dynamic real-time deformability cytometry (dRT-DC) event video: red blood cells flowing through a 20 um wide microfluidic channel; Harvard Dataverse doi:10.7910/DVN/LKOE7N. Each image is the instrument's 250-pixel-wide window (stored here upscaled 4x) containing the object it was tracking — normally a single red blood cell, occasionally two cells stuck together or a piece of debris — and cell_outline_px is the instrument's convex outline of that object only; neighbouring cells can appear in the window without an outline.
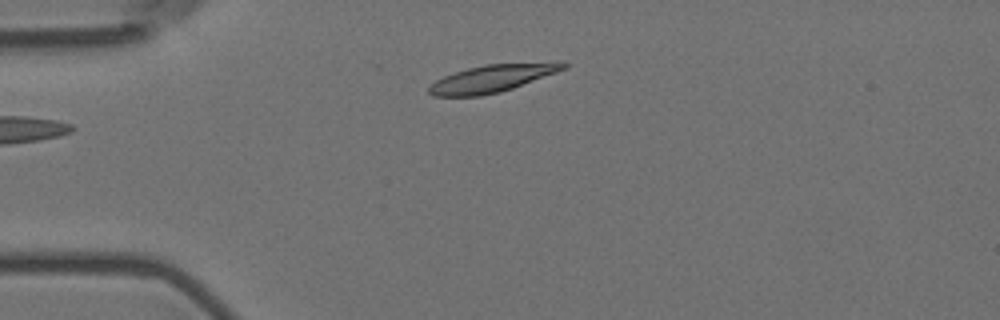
{"species": "Egyptian fruit bat (a non-hibernating species)", "species_latin": "Rousettus aegyptiacus", "temperature_condition": "room temperature", "stored_images_in_passage": 4, "camera_frame_rate_fps": 3000, "um_per_image_px": 0.085, "animal": {"sex": "female"}, "frame": {"image": 1, "passage_image": 1, "time_ms": 0.0, "image_size_px": [1000, 320], "cell_outline_px": [[568, 68], [512, 88], [500, 92], [480, 96], [432, 96], [428, 92], [428, 88], [436, 80], [444, 76], [468, 68], [484, 64], [556, 60], [560, 60], [568, 64]], "centroid_in_image_um": [41.93, 6.63], "position_along_channel_um": 43.1, "area_um2": 21.91}}
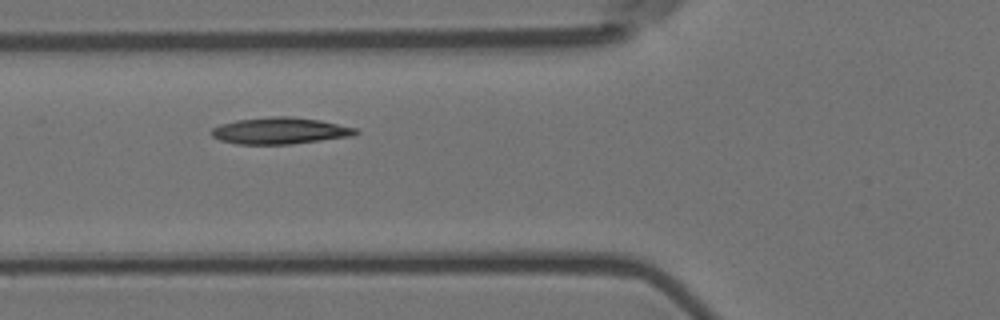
{"frame": {"image": 2, "passage_image": 3, "time_ms": 0.667, "image_size_px": [1000, 320], "cell_outline_px": [[360, 132], [352, 136], [292, 144], [236, 144], [220, 140], [212, 136], [212, 128], [220, 124], [236, 120], [272, 116], [292, 116], [320, 120], [356, 128]], "centroid_in_image_um": [23.8, 11.11], "position_along_channel_um": 102.0, "area_um2": 22.37}}
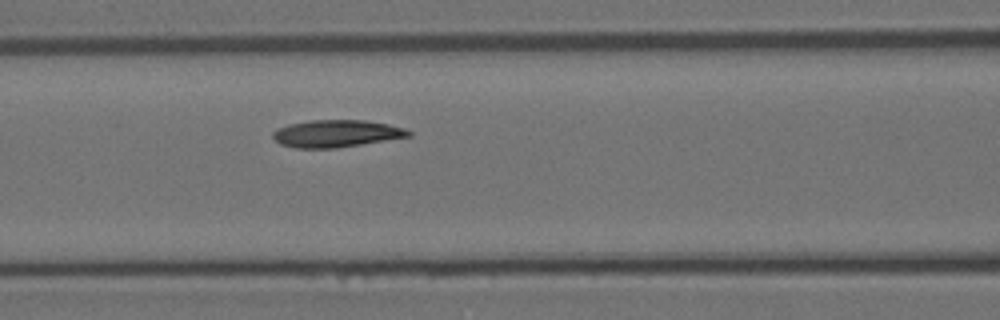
{"frame": {"image": 3, "passage_image": 4, "time_ms": 1.0, "image_size_px": [1000, 320], "cell_outline_px": [[412, 136], [336, 148], [296, 148], [280, 144], [272, 136], [272, 132], [276, 128], [288, 124], [308, 120], [364, 120], [388, 124], [404, 128], [412, 132]], "centroid_in_image_um": [28.57, 11.35], "position_along_channel_um": 138.0, "area_um2": 21.62}}